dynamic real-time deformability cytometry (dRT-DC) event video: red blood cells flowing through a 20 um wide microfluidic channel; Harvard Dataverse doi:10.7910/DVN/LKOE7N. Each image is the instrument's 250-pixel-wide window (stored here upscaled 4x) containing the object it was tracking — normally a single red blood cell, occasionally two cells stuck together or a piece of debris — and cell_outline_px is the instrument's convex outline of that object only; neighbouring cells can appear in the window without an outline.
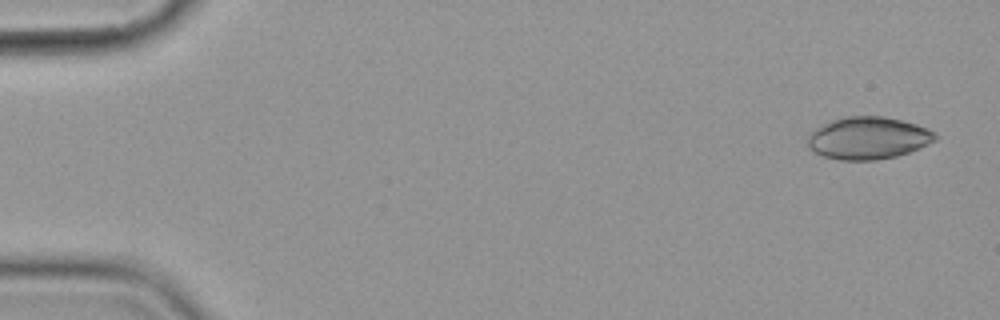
{"species": "common noctule bat (a hibernating species)", "species_latin": "Nyctalus noctula", "temperature_condition": "cold", "stored_images_in_passage": 5, "camera_frame_rate_fps": 3000, "um_per_image_px": 0.085, "animal": {"sex": "female", "body_mass_g": 19.9}, "frame": {"image": 1, "passage_image": 1, "time_ms": 0.0, "image_size_px": [1000, 320], "cell_outline_px": [[936, 140], [920, 148], [896, 156], [876, 160], [840, 160], [824, 156], [812, 152], [808, 144], [808, 136], [816, 128], [832, 120], [848, 116], [884, 116], [916, 124], [928, 128], [936, 132]], "centroid_in_image_um": [73.8, 11.74], "position_along_channel_um": 11.2, "area_um2": 31.39}}
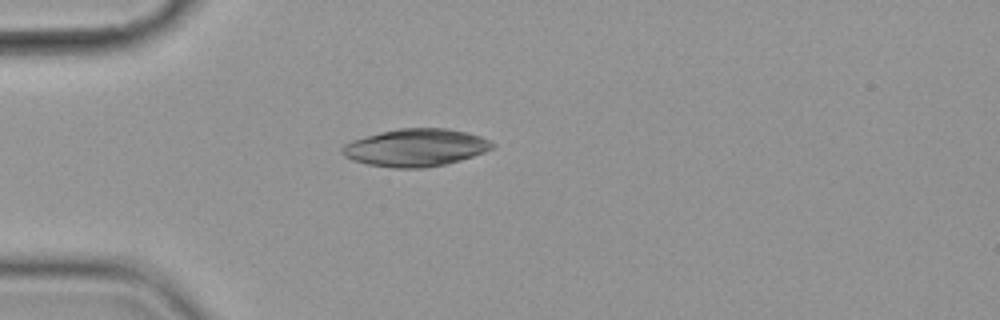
{"frame": {"image": 2, "passage_image": 4, "time_ms": 4.333, "image_size_px": [1000, 320], "cell_outline_px": [[496, 144], [492, 148], [484, 152], [460, 160], [444, 164], [424, 168], [396, 168], [368, 164], [352, 160], [344, 156], [340, 152], [340, 148], [344, 144], [352, 140], [380, 132], [400, 128], [448, 128], [480, 136]], "centroid_in_image_um": [35.3, 12.54], "position_along_channel_um": 49.7, "area_um2": 32.71}}